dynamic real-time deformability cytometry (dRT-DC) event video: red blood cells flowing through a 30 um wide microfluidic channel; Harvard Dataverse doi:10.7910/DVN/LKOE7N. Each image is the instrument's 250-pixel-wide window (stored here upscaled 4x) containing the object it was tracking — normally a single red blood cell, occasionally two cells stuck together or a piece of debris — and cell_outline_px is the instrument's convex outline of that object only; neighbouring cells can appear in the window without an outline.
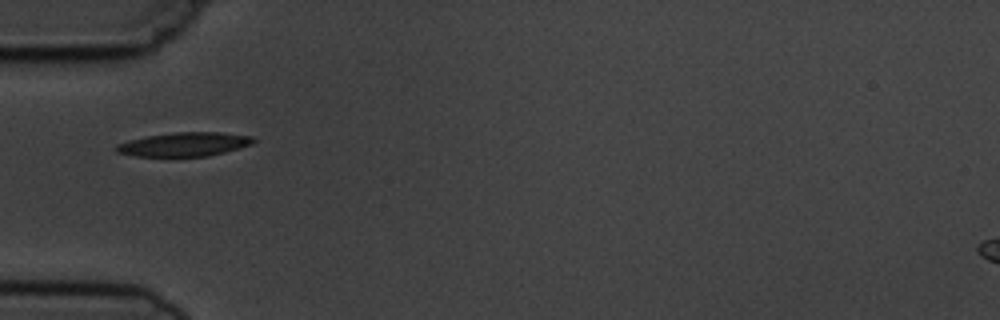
{"species": "common noctule bat (a hibernating species)", "species_latin": "Nyctalus noctula", "temperature_condition": "cold", "stored_images_in_passage": 3, "camera_frame_rate_fps": 3000, "um_per_image_px": 0.085, "animal": {"sex": "male", "body_mass_g": 19.5, "forearm_length_mm": 54.6}, "frame": {"image": 1, "passage_image": 1, "time_ms": 0.0, "image_size_px": [1000, 320], "cell_outline_px": [[256, 140], [252, 144], [240, 148], [208, 156], [136, 156], [116, 152], [116, 144], [148, 136], [176, 132], [220, 132], [252, 136]], "centroid_in_image_um": [15.71, 12.26], "position_along_channel_um": 69.3, "area_um2": 18.9}}
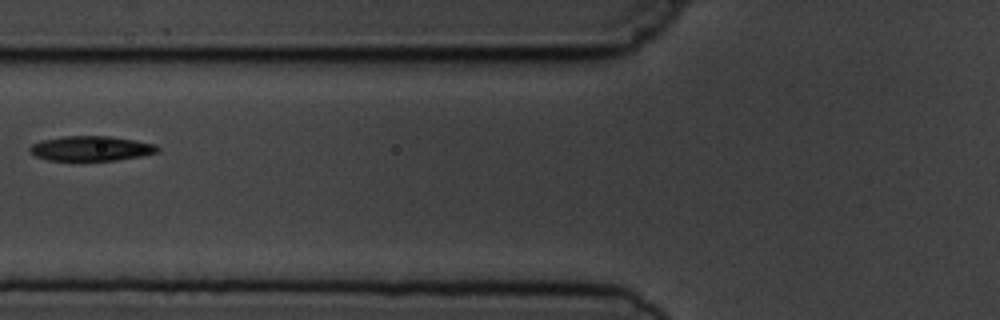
{"frame": {"image": 2, "passage_image": 2, "time_ms": 1.333, "image_size_px": [1000, 320], "cell_outline_px": [[160, 152], [140, 156], [116, 160], [48, 160], [36, 156], [28, 152], [28, 148], [32, 144], [40, 140], [64, 136], [112, 136], [156, 144], [160, 148]], "centroid_in_image_um": [7.74, 12.61], "position_along_channel_um": 118.1, "area_um2": 18.61}}
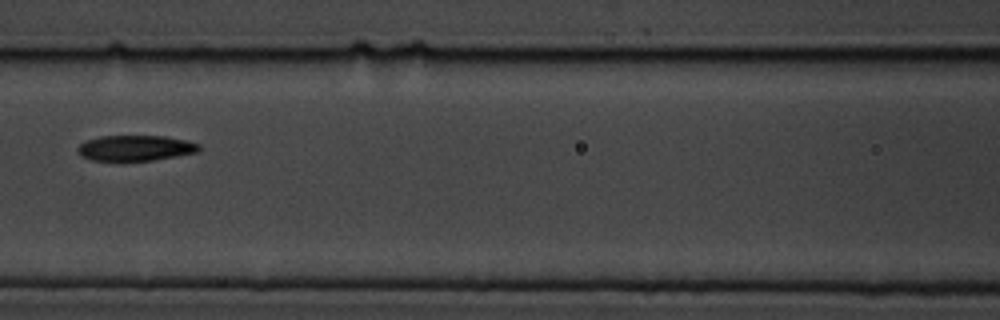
{"frame": {"image": 3, "passage_image": 3, "time_ms": 2.333, "image_size_px": [1000, 320], "cell_outline_px": [[200, 152], [152, 160], [92, 160], [80, 156], [76, 148], [80, 144], [88, 140], [100, 136], [164, 136], [184, 140], [200, 144]], "centroid_in_image_um": [11.51, 12.58], "position_along_channel_um": 155.1, "area_um2": 17.92}}